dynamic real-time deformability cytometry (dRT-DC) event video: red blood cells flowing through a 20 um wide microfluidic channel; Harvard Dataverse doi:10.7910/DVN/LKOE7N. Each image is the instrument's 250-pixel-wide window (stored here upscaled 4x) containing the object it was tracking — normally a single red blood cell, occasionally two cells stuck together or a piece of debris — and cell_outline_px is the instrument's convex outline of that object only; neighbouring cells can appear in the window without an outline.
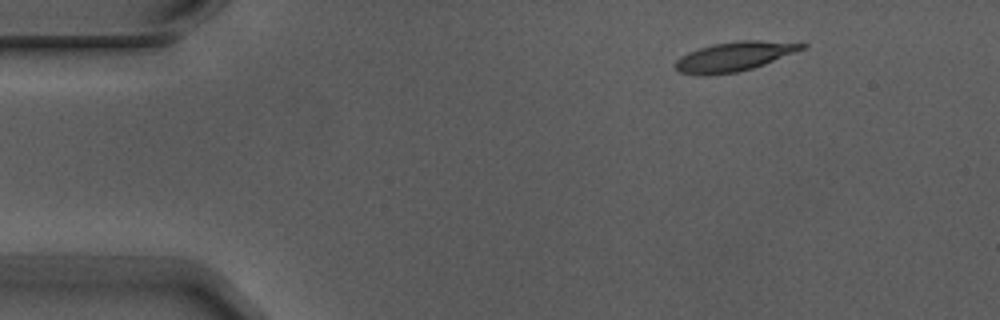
{"species": "Egyptian fruit bat (a non-hibernating species)", "species_latin": "Rousettus aegyptiacus", "temperature_condition": "warm", "stored_images_in_passage": 6, "camera_frame_rate_fps": 3000, "um_per_image_px": 0.085, "animal": {"sex": "male"}, "frame": {"image": 1, "passage_image": 1, "time_ms": 0.0, "image_size_px": [1000, 320], "cell_outline_px": [[808, 44], [804, 48], [764, 64], [752, 68], [736, 72], [708, 76], [700, 76], [680, 72], [676, 68], [676, 60], [688, 52], [712, 44], [740, 40], [756, 40]], "centroid_in_image_um": [62.35, 4.81], "position_along_channel_um": 22.6, "area_um2": 21.33}}
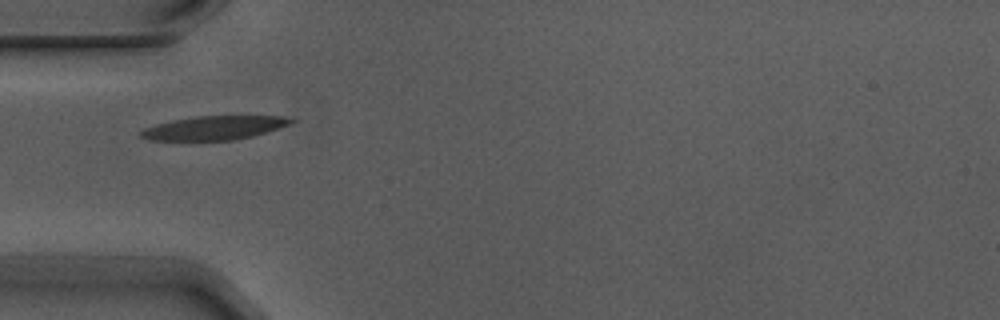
{"frame": {"image": 2, "passage_image": 4, "time_ms": 1.0, "image_size_px": [1000, 320], "cell_outline_px": [[300, 120], [292, 124], [280, 128], [252, 136], [232, 140], [152, 140], [140, 136], [140, 132], [144, 128], [156, 124], [172, 120], [196, 116], [288, 116]], "centroid_in_image_um": [18.3, 10.85], "position_along_channel_um": 66.7, "area_um2": 20.92}}
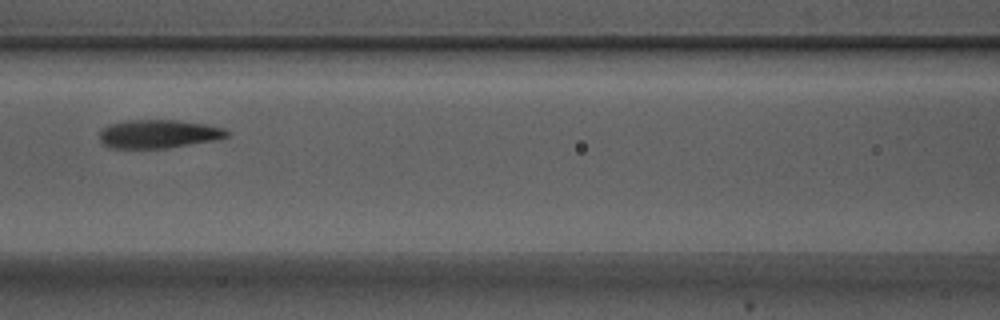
{"frame": {"image": 3, "passage_image": 6, "time_ms": 1.667, "image_size_px": [1000, 320], "cell_outline_px": [[232, 132], [228, 136], [212, 140], [168, 148], [108, 148], [100, 140], [100, 132], [108, 124], [128, 120], [176, 120], [204, 124], [224, 128]], "centroid_in_image_um": [13.46, 11.38], "position_along_channel_um": 153.1, "area_um2": 21.04}}